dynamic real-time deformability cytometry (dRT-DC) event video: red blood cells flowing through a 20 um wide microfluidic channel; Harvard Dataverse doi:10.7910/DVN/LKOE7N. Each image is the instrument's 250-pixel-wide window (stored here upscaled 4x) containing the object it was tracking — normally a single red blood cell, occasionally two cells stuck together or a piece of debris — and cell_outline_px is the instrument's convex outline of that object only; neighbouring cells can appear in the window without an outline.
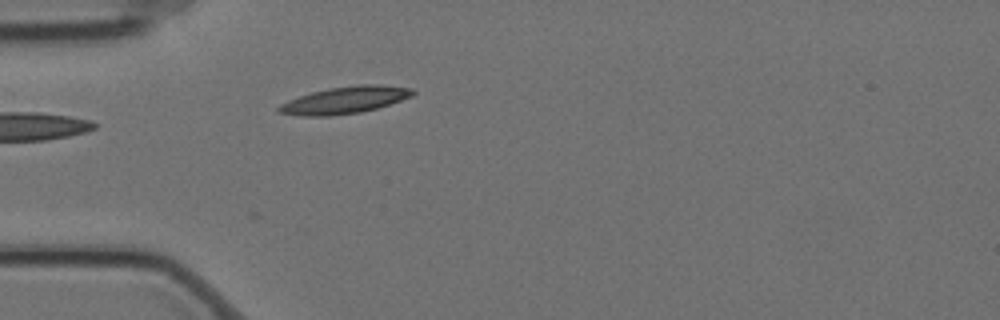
{"species": "Egyptian fruit bat (a non-hibernating species)", "species_latin": "Rousettus aegyptiacus", "temperature_condition": "cold", "stored_images_in_passage": 4, "camera_frame_rate_fps": 3000, "um_per_image_px": 0.085, "animal": {"sex": "female"}, "frame": {"image": 1, "passage_image": 4, "time_ms": 1.0, "image_size_px": [1000, 320], "cell_outline_px": [[416, 92], [412, 96], [376, 108], [360, 112], [332, 116], [304, 116], [276, 112], [276, 108], [280, 104], [288, 100], [312, 92], [328, 88], [360, 84], [380, 84], [412, 88]], "centroid_in_image_um": [29.29, 8.5], "position_along_channel_um": 55.7, "area_um2": 21.04}}